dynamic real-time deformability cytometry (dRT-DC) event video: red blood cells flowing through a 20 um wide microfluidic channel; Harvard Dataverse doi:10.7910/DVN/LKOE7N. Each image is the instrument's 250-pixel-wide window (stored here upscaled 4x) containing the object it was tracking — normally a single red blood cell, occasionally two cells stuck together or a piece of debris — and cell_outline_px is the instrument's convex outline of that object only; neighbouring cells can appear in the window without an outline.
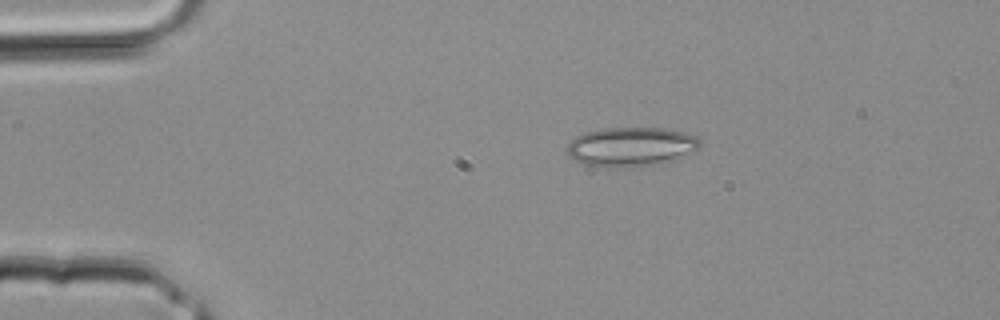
{"species": "common noctule bat (a hibernating species)", "species_latin": "Nyctalus noctula", "temperature_condition": "room temperature", "stored_images_in_passage": 2, "camera_frame_rate_fps": 3000, "um_per_image_px": 0.085, "animal": {"sex": "male", "body_mass_g": 20.4}, "frame": {"image": 1, "passage_image": 1, "time_ms": 0.0, "image_size_px": [1000, 320], "cell_outline_px": [[700, 144], [692, 152], [676, 160], [660, 164], [640, 168], [596, 168], [580, 164], [568, 156], [568, 140], [584, 132], [600, 128], [668, 128], [696, 136], [700, 140]], "centroid_in_image_um": [53.58, 12.51], "position_along_channel_um": 31.4, "area_um2": 31.44}}